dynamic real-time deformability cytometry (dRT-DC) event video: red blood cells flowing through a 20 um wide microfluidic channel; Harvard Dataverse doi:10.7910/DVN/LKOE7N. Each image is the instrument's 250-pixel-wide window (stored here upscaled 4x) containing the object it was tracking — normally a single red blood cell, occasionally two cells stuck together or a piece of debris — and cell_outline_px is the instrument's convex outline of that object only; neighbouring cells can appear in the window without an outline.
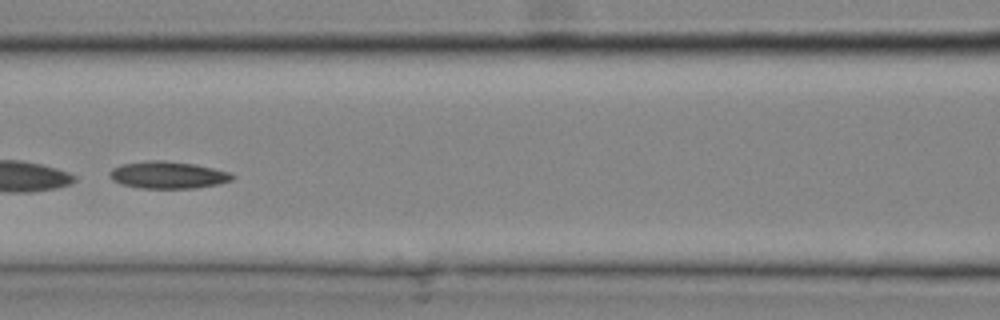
{"species": "common noctule bat (a hibernating species)", "species_latin": "Nyctalus noctula", "temperature_condition": "cold", "stored_images_in_passage": 29, "camera_frame_rate_fps": 3000, "um_per_image_px": 0.085, "animal": {"sex": "male", "body_mass_g": 20.4}, "frame": {"image": 1, "passage_image": 13, "time_ms": 4.0, "image_size_px": [1000, 320], "cell_outline_px": [[236, 176], [232, 180], [216, 184], [196, 188], [140, 188], [120, 184], [112, 180], [108, 172], [112, 168], [120, 164], [148, 160], [164, 160], [196, 164], [228, 172]], "centroid_in_image_um": [14.23, 14.86], "position_along_channel_um": 152.4, "area_um2": 19.48}}